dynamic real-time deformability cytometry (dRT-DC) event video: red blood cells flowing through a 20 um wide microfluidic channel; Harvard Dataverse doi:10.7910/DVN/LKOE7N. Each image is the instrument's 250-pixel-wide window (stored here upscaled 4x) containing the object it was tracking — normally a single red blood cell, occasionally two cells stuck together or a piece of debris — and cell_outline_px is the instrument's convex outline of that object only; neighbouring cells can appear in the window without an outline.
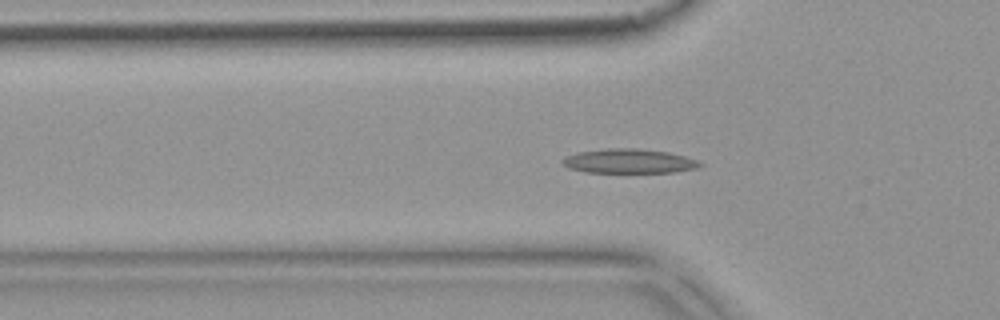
{"species": "common noctule bat (a hibernating species)", "species_latin": "Nyctalus noctula", "temperature_condition": "warm", "stored_images_in_passage": 54, "camera_frame_rate_fps": 3000, "um_per_image_px": 0.085, "animal": {"sex": "female", "body_mass_g": 18.4}, "frame": {"image": 1, "passage_image": 18, "time_ms": 5.667, "image_size_px": [1000, 320], "cell_outline_px": [[704, 164], [696, 168], [676, 172], [584, 172], [568, 168], [560, 160], [564, 156], [576, 152], [608, 148], [636, 148], [668, 152], [684, 156], [696, 160]], "centroid_in_image_um": [53.42, 13.69], "position_along_channel_um": 72.4, "area_um2": 19.54}}
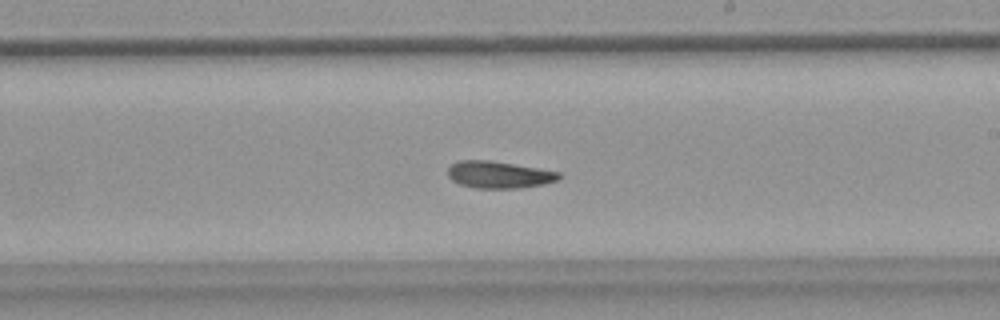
{"frame": {"image": 2, "passage_image": 32, "time_ms": 10.333, "image_size_px": [1000, 320], "cell_outline_px": [[564, 176], [560, 180], [544, 184], [520, 188], [476, 188], [460, 184], [452, 180], [448, 176], [448, 168], [452, 164], [460, 160], [488, 160], [560, 172]], "centroid_in_image_um": [42.44, 14.86], "position_along_channel_um": 246.6, "area_um2": 17.46}}
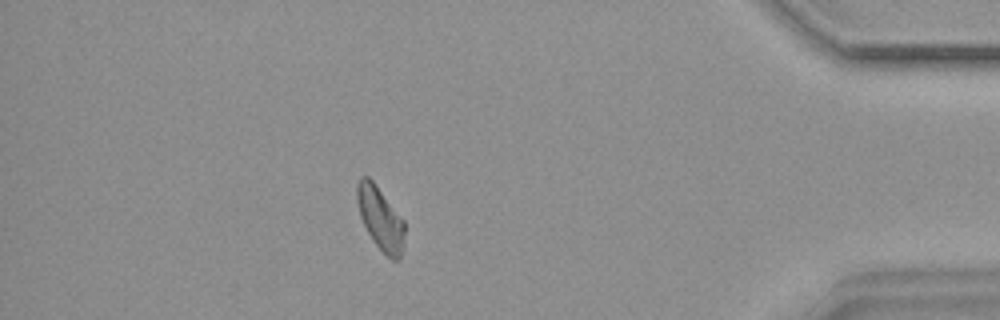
{"frame": {"image": 3, "passage_image": 48, "time_ms": 15.667, "image_size_px": [1000, 320], "cell_outline_px": [[404, 236], [400, 260], [392, 260], [372, 240], [360, 216], [356, 200], [356, 184], [360, 176], [368, 176], [372, 180], [404, 220]], "centroid_in_image_um": [32.31, 18.54], "position_along_channel_um": 402.9, "area_um2": 17.34}, "authors_computed_cell_mechanics": {"area_um2": 18.1781, "velocity_mm_per_s": 3.7375, "shape_relaxation_time_tau1_ms": 9.3293, "shape_relaxation_time_tau2_ms": null, "deformation_change_tau1": 0.1874, "deformation_change_tau2": null}}